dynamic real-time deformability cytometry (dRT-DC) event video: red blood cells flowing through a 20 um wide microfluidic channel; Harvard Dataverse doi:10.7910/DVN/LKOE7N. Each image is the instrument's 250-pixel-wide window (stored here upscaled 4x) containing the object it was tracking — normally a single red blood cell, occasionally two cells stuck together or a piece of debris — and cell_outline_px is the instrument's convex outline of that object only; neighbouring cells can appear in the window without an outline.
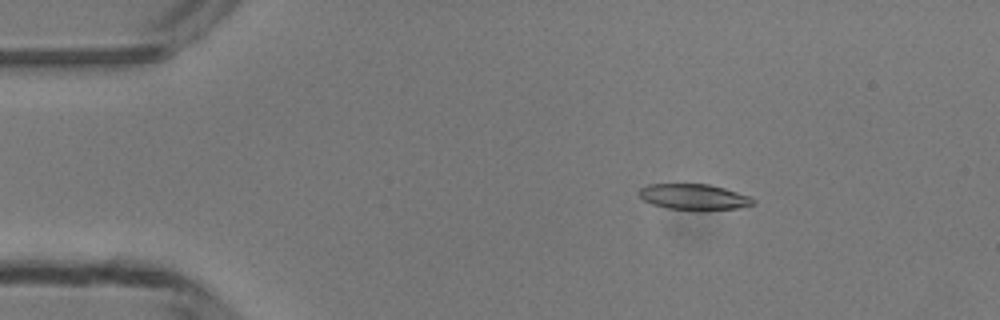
{"species": "common noctule bat (a hibernating species)", "species_latin": "Nyctalus noctula", "temperature_condition": "room temperature", "stored_images_in_passage": 49, "camera_frame_rate_fps": 3000, "um_per_image_px": 0.085, "animal": {"sex": "male", "body_mass_g": 13.3}, "frame": {"image": 1, "passage_image": 8, "time_ms": 2.333, "image_size_px": [1000, 320], "cell_outline_px": [[756, 204], [736, 208], [668, 208], [652, 204], [644, 200], [640, 196], [640, 188], [648, 184], [708, 184], [724, 188], [752, 196], [756, 200]], "centroid_in_image_um": [59.02, 16.7], "position_along_channel_um": 26.0, "area_um2": 16.59}}
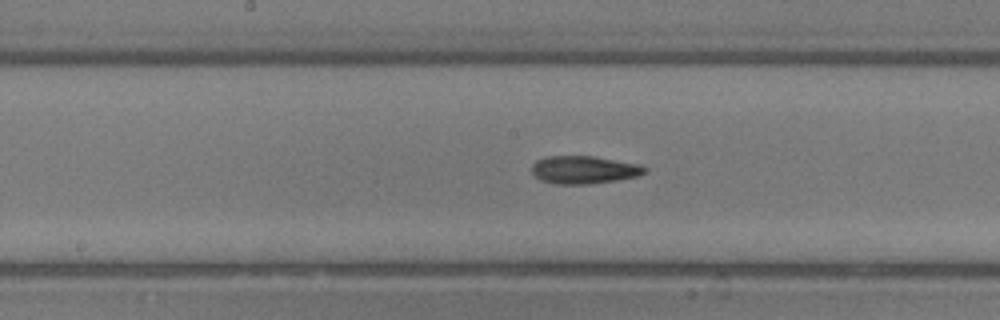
{"frame": {"image": 2, "passage_image": 25, "time_ms": 8.0, "image_size_px": [1000, 320], "cell_outline_px": [[648, 172], [636, 176], [616, 180], [588, 184], [556, 184], [540, 180], [532, 172], [532, 164], [536, 160], [544, 156], [592, 156], [640, 164], [648, 168]], "centroid_in_image_um": [49.63, 14.42], "position_along_channel_um": 198.6, "area_um2": 18.38}}
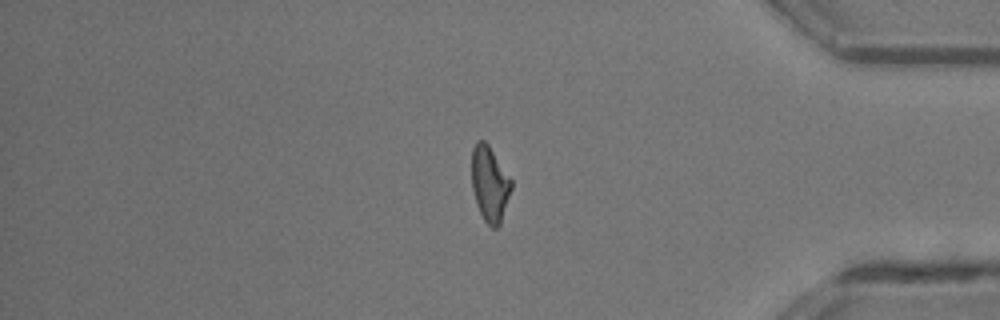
{"frame": {"image": 3, "passage_image": 41, "time_ms": 13.333, "image_size_px": [1000, 320], "cell_outline_px": [[512, 188], [500, 224], [496, 228], [492, 228], [484, 220], [476, 204], [472, 188], [472, 148], [476, 140], [484, 140], [488, 144], [512, 180]], "centroid_in_image_um": [41.62, 15.62], "position_along_channel_um": 393.6, "area_um2": 17.4}, "authors_computed_cell_mechanics": {"area_um2": 17.918, "velocity_mm_per_s": 4.1885, "shape_relaxation_time_tau1_ms": 7.5915, "shape_relaxation_time_tau2_ms": 4.2126, "deformation_change_tau1": 0.2171, "deformation_change_tau2": 0.1379}}